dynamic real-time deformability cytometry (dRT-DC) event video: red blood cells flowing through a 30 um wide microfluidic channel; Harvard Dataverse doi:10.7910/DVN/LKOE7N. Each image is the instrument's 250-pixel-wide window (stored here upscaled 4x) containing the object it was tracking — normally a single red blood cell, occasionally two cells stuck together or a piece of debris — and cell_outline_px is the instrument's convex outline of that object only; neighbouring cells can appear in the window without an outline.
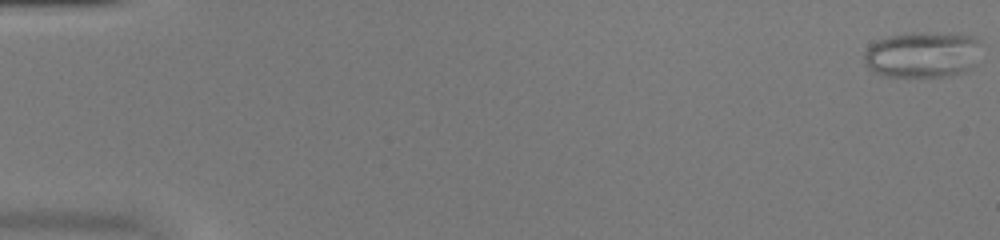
{"species": "common noctule bat (a hibernating species)", "species_latin": "Nyctalus noctula", "temperature_condition": "warm", "stored_images_in_passage": 12, "camera_frame_rate_fps": 3000, "um_per_image_px": 0.085, "animal": {"sex": "female", "body_mass_g": 20.0, "forearm_length_mm": 54.0}, "frame": {"image": 1, "passage_image": 1, "time_ms": 0.0, "image_size_px": [1000, 240], "cell_outline_px": [[980, 40], [976, 64], [972, 68], [964, 72], [948, 76], [884, 76], [872, 72], [868, 68], [864, 60], [864, 52], [876, 40], [888, 36], [908, 32], [920, 32], [976, 36]], "centroid_in_image_um": [78.4, 4.64], "position_along_channel_um": 6.6, "area_um2": 31.62}}